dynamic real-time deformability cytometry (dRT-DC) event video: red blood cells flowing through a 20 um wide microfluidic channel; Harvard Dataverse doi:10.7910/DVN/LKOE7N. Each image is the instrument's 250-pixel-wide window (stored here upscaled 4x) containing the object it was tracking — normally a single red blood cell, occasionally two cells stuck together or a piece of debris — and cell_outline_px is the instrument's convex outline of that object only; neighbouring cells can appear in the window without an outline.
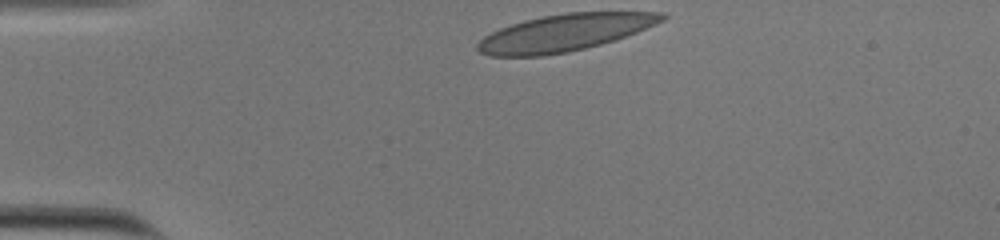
{"species": "human", "species_latin": "Homo sapiens", "temperature_condition": "cold", "stored_images_in_passage": 32, "camera_frame_rate_fps": 3000, "um_per_image_px": 0.085, "donor": {"sex": "male"}, "frame": {"image": 1, "passage_image": 1, "time_ms": 0.0, "image_size_px": [1000, 240], "cell_outline_px": [[668, 16], [664, 20], [636, 32], [600, 44], [568, 52], [544, 56], [492, 56], [480, 52], [476, 48], [476, 44], [484, 36], [500, 28], [524, 20], [544, 16], [568, 12], [664, 12]], "centroid_in_image_um": [47.97, 2.78], "position_along_channel_um": 37.0, "area_um2": 39.36}}
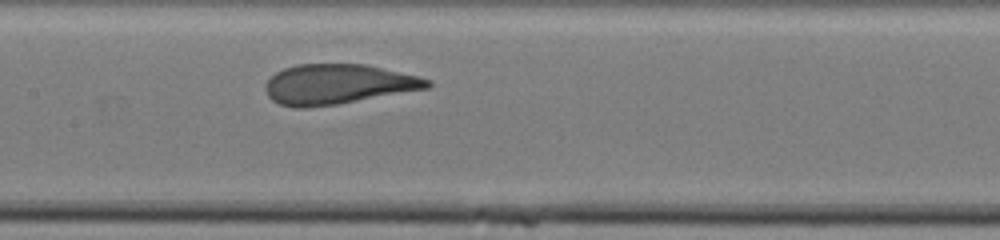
{"frame": {"image": 2, "passage_image": 16, "time_ms": 5.0, "image_size_px": [1000, 240], "cell_outline_px": [[432, 84], [428, 88], [336, 104], [304, 108], [296, 108], [280, 104], [272, 100], [268, 96], [264, 88], [264, 84], [276, 72], [284, 68], [296, 64], [364, 64], [416, 76], [432, 80]], "centroid_in_image_um": [28.67, 7.16], "position_along_channel_um": 178.7, "area_um2": 37.4}}
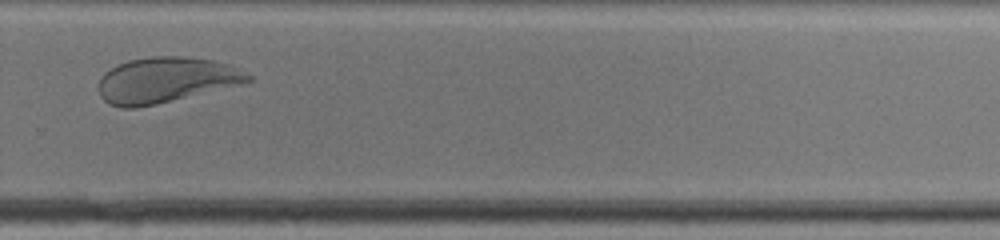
{"frame": {"image": 3, "passage_image": 27, "time_ms": 8.667, "image_size_px": [1000, 240], "cell_outline_px": [[252, 80], [156, 104], [136, 108], [120, 108], [108, 104], [100, 96], [100, 80], [104, 72], [116, 64], [128, 60], [152, 56], [184, 56], [216, 60], [252, 76]], "centroid_in_image_um": [13.99, 6.79], "position_along_channel_um": 315.8, "area_um2": 39.02}, "authors_computed_cell_mechanics": {"area_um2": 38.8705, "velocity_mm_per_s": 3.7417, "shape_relaxation_time_tau1_ms": 4.0318, "shape_relaxation_time_tau2_ms": null, "deformation_change_tau1": 0.1562, "deformation_change_tau2": null}}